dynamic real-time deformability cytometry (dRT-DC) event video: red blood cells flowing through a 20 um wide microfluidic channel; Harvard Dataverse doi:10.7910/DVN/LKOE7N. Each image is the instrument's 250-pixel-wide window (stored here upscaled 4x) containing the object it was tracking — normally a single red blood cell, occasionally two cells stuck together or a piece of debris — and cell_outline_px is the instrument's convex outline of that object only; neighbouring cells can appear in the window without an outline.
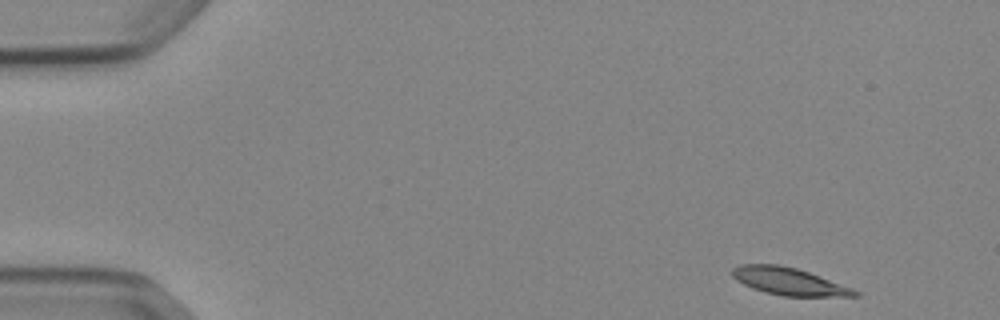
{"species": "Egyptian fruit bat (a non-hibernating species)", "species_latin": "Rousettus aegyptiacus", "temperature_condition": "cold", "stored_images_in_passage": 13, "camera_frame_rate_fps": 3000, "um_per_image_px": 0.085, "animal": {"sex": "female"}, "frame": {"image": 1, "passage_image": 1, "time_ms": 0.0, "image_size_px": [1000, 320], "cell_outline_px": [[860, 296], [784, 296], [764, 292], [752, 288], [736, 280], [732, 276], [732, 268], [740, 264], [780, 264], [796, 268], [808, 272], [852, 288], [860, 292]], "centroid_in_image_um": [67.03, 23.91], "position_along_channel_um": 18.0, "area_um2": 19.42}}